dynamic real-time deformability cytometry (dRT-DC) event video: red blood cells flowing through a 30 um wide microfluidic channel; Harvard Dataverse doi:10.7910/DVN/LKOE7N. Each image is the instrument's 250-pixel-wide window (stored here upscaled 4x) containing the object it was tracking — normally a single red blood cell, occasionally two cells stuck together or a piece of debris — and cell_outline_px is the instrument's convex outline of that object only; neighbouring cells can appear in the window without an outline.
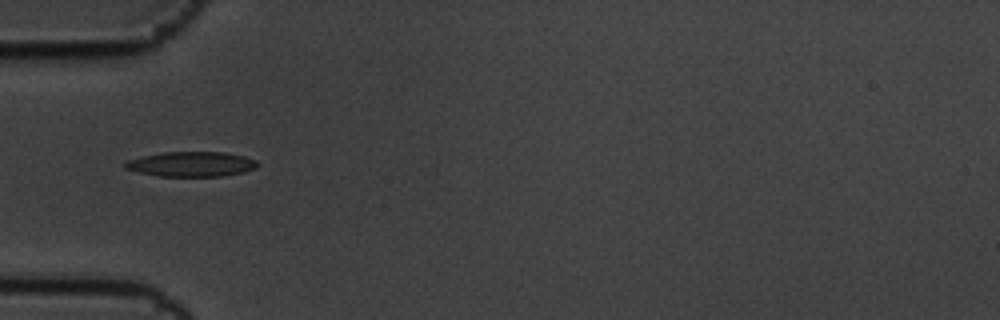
{"species": "common noctule bat (a hibernating species)", "species_latin": "Nyctalus noctula", "temperature_condition": "cold", "stored_images_in_passage": 3, "camera_frame_rate_fps": 3000, "um_per_image_px": 0.085, "animal": {"sex": "male", "body_mass_g": 19.5, "forearm_length_mm": 54.6}, "frame": {"image": 1, "passage_image": 1, "time_ms": 0.0, "image_size_px": [1000, 320], "cell_outline_px": [[260, 164], [256, 168], [244, 172], [220, 176], [160, 176], [140, 172], [124, 168], [124, 164], [128, 160], [144, 156], [164, 152], [224, 152], [244, 156], [256, 160]], "centroid_in_image_um": [16.31, 13.95], "position_along_channel_um": 68.7, "area_um2": 19.07}}
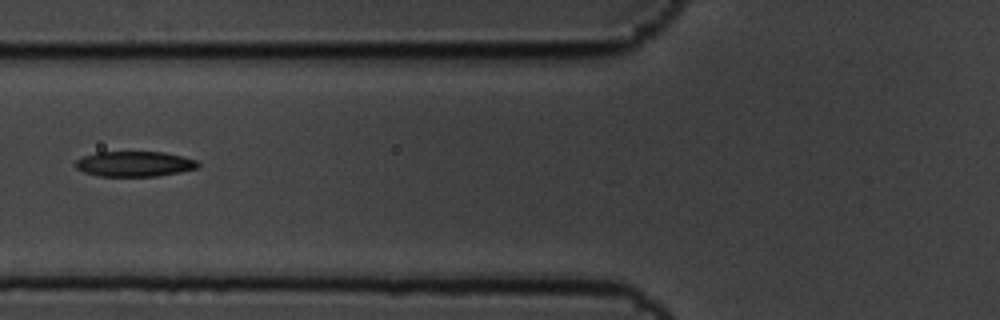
{"frame": {"image": 2, "passage_image": 2, "time_ms": 0.333, "image_size_px": [1000, 320], "cell_outline_px": [[200, 164], [196, 168], [180, 172], [156, 176], [100, 176], [84, 172], [76, 168], [76, 160], [84, 156], [96, 152], [164, 152], [184, 156], [196, 160]], "centroid_in_image_um": [11.45, 13.93], "position_along_channel_um": 114.4, "area_um2": 17.98}}